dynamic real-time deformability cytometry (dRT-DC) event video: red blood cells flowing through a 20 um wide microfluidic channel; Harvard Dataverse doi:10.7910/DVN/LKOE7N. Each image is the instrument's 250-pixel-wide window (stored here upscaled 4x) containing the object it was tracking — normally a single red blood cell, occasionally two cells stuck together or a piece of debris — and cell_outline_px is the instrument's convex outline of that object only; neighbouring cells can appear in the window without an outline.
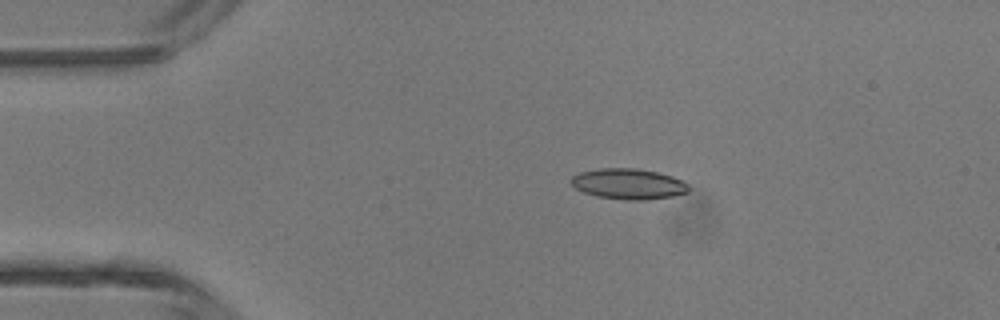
{"species": "common noctule bat (a hibernating species)", "species_latin": "Nyctalus noctula", "temperature_condition": "room temperature", "stored_images_in_passage": 4, "camera_frame_rate_fps": 3000, "um_per_image_px": 0.085, "animal": {"sex": "male", "body_mass_g": 13.3}, "frame": {"image": 1, "passage_image": 3, "time_ms": 0.667, "image_size_px": [1000, 320], "cell_outline_px": [[688, 192], [672, 196], [644, 200], [624, 200], [596, 196], [584, 192], [576, 188], [572, 184], [572, 176], [580, 172], [600, 168], [636, 168], [656, 172], [672, 176], [688, 184]], "centroid_in_image_um": [53.41, 15.63], "position_along_channel_um": 31.6, "area_um2": 20.81}}